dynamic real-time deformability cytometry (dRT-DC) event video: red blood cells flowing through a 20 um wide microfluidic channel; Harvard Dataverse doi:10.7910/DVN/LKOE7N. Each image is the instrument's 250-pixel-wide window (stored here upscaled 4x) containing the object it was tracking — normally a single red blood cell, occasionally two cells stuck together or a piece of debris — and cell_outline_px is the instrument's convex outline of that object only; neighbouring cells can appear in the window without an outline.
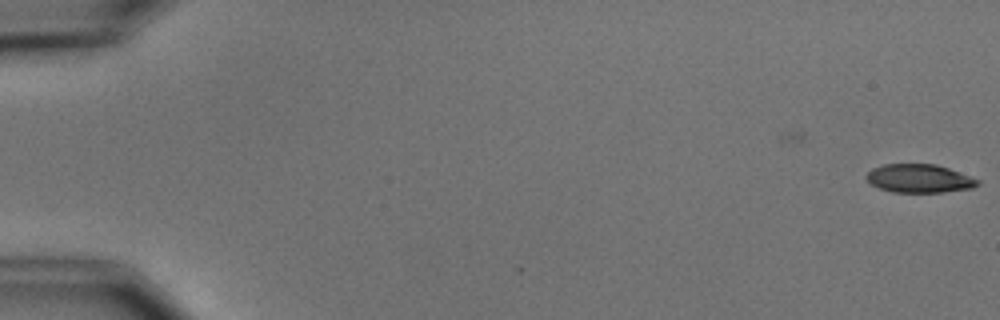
{"species": "common noctule bat (a hibernating species)", "species_latin": "Nyctalus noctula", "temperature_condition": "cold", "stored_images_in_passage": 7, "camera_frame_rate_fps": 3000, "um_per_image_px": 0.085, "animal": {"sex": "male", "body_mass_g": 15.6}, "frame": {"image": 1, "passage_image": 1, "time_ms": 0.0, "image_size_px": [1000, 320], "cell_outline_px": [[980, 184], [972, 188], [944, 192], [892, 192], [880, 188], [872, 184], [864, 176], [872, 168], [884, 164], [936, 164], [948, 168], [980, 180]], "centroid_in_image_um": [78.14, 15.17], "position_along_channel_um": 6.9, "area_um2": 18.38}}
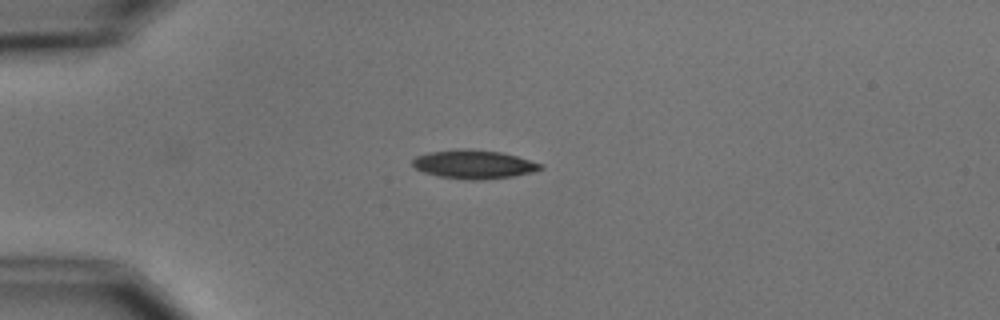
{"frame": {"image": 2, "passage_image": 5, "time_ms": 4.667, "image_size_px": [1000, 320], "cell_outline_px": [[544, 168], [532, 172], [512, 176], [488, 180], [468, 180], [440, 176], [424, 172], [416, 168], [412, 164], [412, 160], [416, 156], [428, 152], [464, 148], [500, 152], [516, 156], [544, 164]], "centroid_in_image_um": [40.29, 13.97], "position_along_channel_um": 44.7, "area_um2": 21.39}}